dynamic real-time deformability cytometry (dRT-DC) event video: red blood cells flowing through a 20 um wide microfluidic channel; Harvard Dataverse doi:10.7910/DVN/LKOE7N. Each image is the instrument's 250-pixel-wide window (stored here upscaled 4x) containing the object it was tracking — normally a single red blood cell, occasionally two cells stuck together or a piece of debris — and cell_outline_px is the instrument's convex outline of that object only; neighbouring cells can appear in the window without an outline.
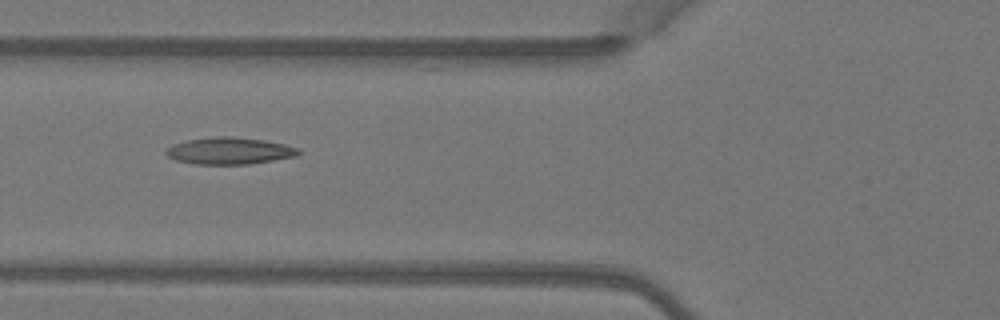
{"species": "Egyptian fruit bat (a non-hibernating species)", "species_latin": "Rousettus aegyptiacus", "temperature_condition": "warm", "stored_images_in_passage": 3, "camera_frame_rate_fps": 3000, "um_per_image_px": 0.085, "animal": {"sex": "female"}, "frame": {"image": 1, "passage_image": 3, "time_ms": 0.667, "image_size_px": [1000, 320], "cell_outline_px": [[300, 152], [296, 156], [248, 164], [196, 164], [176, 160], [168, 156], [164, 152], [164, 148], [172, 144], [188, 140], [216, 136], [232, 136], [264, 140], [284, 144], [300, 148]], "centroid_in_image_um": [19.47, 12.81], "position_along_channel_um": 106.3, "area_um2": 20.75}}